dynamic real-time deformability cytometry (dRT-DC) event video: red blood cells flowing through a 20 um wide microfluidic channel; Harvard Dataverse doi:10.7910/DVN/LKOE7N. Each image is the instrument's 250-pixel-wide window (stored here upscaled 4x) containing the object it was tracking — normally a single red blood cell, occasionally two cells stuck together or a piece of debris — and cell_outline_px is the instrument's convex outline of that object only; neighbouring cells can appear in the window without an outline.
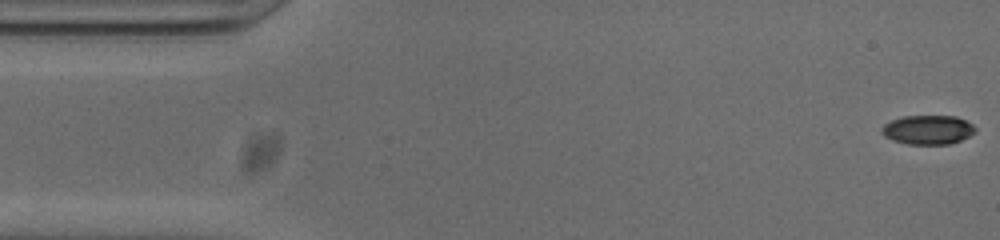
{"species": "common noctule bat (a hibernating species)", "species_latin": "Nyctalus noctula", "temperature_condition": "cold", "stored_images_in_passage": 53, "camera_frame_rate_fps": 3000, "um_per_image_px": 0.085, "animal": {"sex": "male", "body_mass_g": 20.0, "forearm_length_mm": 53.3}, "frame": {"image": 1, "passage_image": 1, "time_ms": 0.0, "image_size_px": [1000, 240], "cell_outline_px": [[976, 132], [960, 140], [948, 144], [908, 144], [892, 140], [884, 136], [880, 132], [880, 128], [884, 124], [900, 116], [956, 116], [972, 124], [976, 128]], "centroid_in_image_um": [78.83, 11.02], "position_along_channel_um": 6.2, "area_um2": 15.95}}
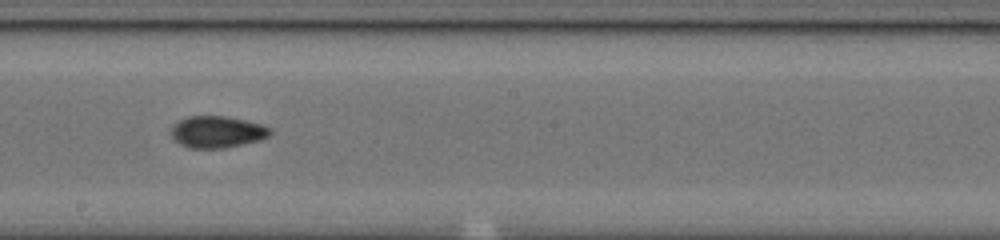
{"frame": {"image": 2, "passage_image": 28, "time_ms": 9.0, "image_size_px": [1000, 240], "cell_outline_px": [[272, 132], [268, 136], [260, 140], [224, 148], [188, 148], [180, 144], [172, 136], [172, 124], [188, 116], [224, 116], [244, 120], [260, 124], [272, 128]], "centroid_in_image_um": [18.46, 11.21], "position_along_channel_um": 229.7, "area_um2": 18.21}}
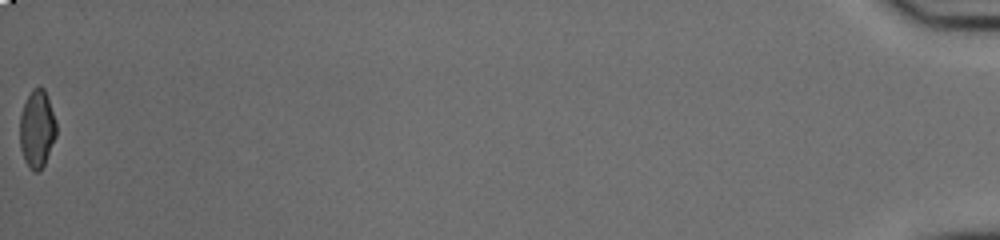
{"frame": {"image": 3, "passage_image": 53, "time_ms": 17.333, "image_size_px": [1000, 240], "cell_outline_px": [[56, 136], [44, 164], [40, 172], [32, 172], [28, 168], [24, 160], [20, 148], [20, 116], [24, 104], [32, 88], [40, 84], [44, 88], [56, 120]], "centroid_in_image_um": [3.14, 10.97], "position_along_channel_um": 432.1, "area_um2": 16.7}, "authors_computed_cell_mechanics": {"area_um2": 17.4556, "velocity_mm_per_s": 3.8096, "shape_relaxation_time_tau1_ms": null, "shape_relaxation_time_tau2_ms": 2.058, "deformation_change_tau1": null, "deformation_change_tau2": 0.0658}}